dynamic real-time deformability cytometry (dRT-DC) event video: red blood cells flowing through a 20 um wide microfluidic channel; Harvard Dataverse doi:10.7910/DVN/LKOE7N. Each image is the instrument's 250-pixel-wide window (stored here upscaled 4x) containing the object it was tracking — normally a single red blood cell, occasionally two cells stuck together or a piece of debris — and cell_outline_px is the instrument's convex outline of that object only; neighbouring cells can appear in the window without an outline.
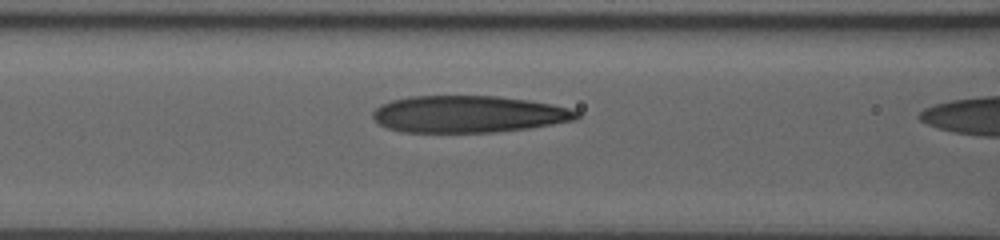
{"species": "human", "species_latin": "Homo sapiens", "temperature_condition": "room temperature", "stored_images_in_passage": 20, "camera_frame_rate_fps": 3000, "um_per_image_px": 0.085, "donor": {"sex": "male"}, "frame": {"image": 1, "passage_image": 19, "time_ms": 6.0, "image_size_px": [1000, 240], "cell_outline_px": [[580, 116], [576, 120], [528, 128], [496, 132], [404, 132], [388, 128], [380, 124], [372, 116], [372, 112], [380, 104], [392, 100], [408, 96], [500, 96], [528, 100], [552, 104], [568, 108], [580, 112]], "centroid_in_image_um": [39.82, 9.7], "position_along_channel_um": 126.8, "area_um2": 43.93}}